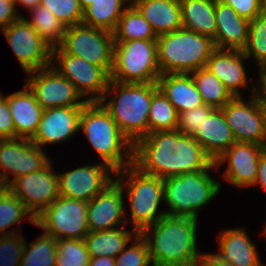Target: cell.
Instances as JSON below:
<instances>
[{
	"mask_svg": "<svg viewBox=\"0 0 266 266\" xmlns=\"http://www.w3.org/2000/svg\"><path fill=\"white\" fill-rule=\"evenodd\" d=\"M55 266H88L90 255L84 239H59Z\"/></svg>",
	"mask_w": 266,
	"mask_h": 266,
	"instance_id": "38",
	"label": "cell"
},
{
	"mask_svg": "<svg viewBox=\"0 0 266 266\" xmlns=\"http://www.w3.org/2000/svg\"><path fill=\"white\" fill-rule=\"evenodd\" d=\"M108 164L100 162L58 174L59 196L89 202L114 181Z\"/></svg>",
	"mask_w": 266,
	"mask_h": 266,
	"instance_id": "17",
	"label": "cell"
},
{
	"mask_svg": "<svg viewBox=\"0 0 266 266\" xmlns=\"http://www.w3.org/2000/svg\"><path fill=\"white\" fill-rule=\"evenodd\" d=\"M123 228L118 227L105 231L89 232L84 240L90 258L101 256L116 258L129 243L131 244L130 240H133L138 234L135 229L128 231V229Z\"/></svg>",
	"mask_w": 266,
	"mask_h": 266,
	"instance_id": "29",
	"label": "cell"
},
{
	"mask_svg": "<svg viewBox=\"0 0 266 266\" xmlns=\"http://www.w3.org/2000/svg\"><path fill=\"white\" fill-rule=\"evenodd\" d=\"M210 170L196 171L170 176L164 181V202L169 210L166 214L170 216L189 217L198 219L199 210L209 204L220 192L221 183L216 181L210 174Z\"/></svg>",
	"mask_w": 266,
	"mask_h": 266,
	"instance_id": "7",
	"label": "cell"
},
{
	"mask_svg": "<svg viewBox=\"0 0 266 266\" xmlns=\"http://www.w3.org/2000/svg\"><path fill=\"white\" fill-rule=\"evenodd\" d=\"M23 217H27L28 222L35 224V218L23 202L6 188L0 195V236L20 233L16 227L10 231L8 228L21 222Z\"/></svg>",
	"mask_w": 266,
	"mask_h": 266,
	"instance_id": "35",
	"label": "cell"
},
{
	"mask_svg": "<svg viewBox=\"0 0 266 266\" xmlns=\"http://www.w3.org/2000/svg\"><path fill=\"white\" fill-rule=\"evenodd\" d=\"M40 4L48 8L66 27L82 23L83 9L78 0H41Z\"/></svg>",
	"mask_w": 266,
	"mask_h": 266,
	"instance_id": "40",
	"label": "cell"
},
{
	"mask_svg": "<svg viewBox=\"0 0 266 266\" xmlns=\"http://www.w3.org/2000/svg\"><path fill=\"white\" fill-rule=\"evenodd\" d=\"M21 17L22 15L19 14L14 0H0V30Z\"/></svg>",
	"mask_w": 266,
	"mask_h": 266,
	"instance_id": "45",
	"label": "cell"
},
{
	"mask_svg": "<svg viewBox=\"0 0 266 266\" xmlns=\"http://www.w3.org/2000/svg\"><path fill=\"white\" fill-rule=\"evenodd\" d=\"M165 266H204V260L200 256V257H198L194 260L188 261V262L174 263V264H169V265H165Z\"/></svg>",
	"mask_w": 266,
	"mask_h": 266,
	"instance_id": "51",
	"label": "cell"
},
{
	"mask_svg": "<svg viewBox=\"0 0 266 266\" xmlns=\"http://www.w3.org/2000/svg\"><path fill=\"white\" fill-rule=\"evenodd\" d=\"M262 152L261 145L235 142L214 161V164L218 169L222 164L228 163L223 176L234 187H251L256 181L259 157Z\"/></svg>",
	"mask_w": 266,
	"mask_h": 266,
	"instance_id": "18",
	"label": "cell"
},
{
	"mask_svg": "<svg viewBox=\"0 0 266 266\" xmlns=\"http://www.w3.org/2000/svg\"><path fill=\"white\" fill-rule=\"evenodd\" d=\"M151 101L152 83H119L110 79L99 102L109 112L120 131L134 144L148 135Z\"/></svg>",
	"mask_w": 266,
	"mask_h": 266,
	"instance_id": "3",
	"label": "cell"
},
{
	"mask_svg": "<svg viewBox=\"0 0 266 266\" xmlns=\"http://www.w3.org/2000/svg\"><path fill=\"white\" fill-rule=\"evenodd\" d=\"M213 164L193 136L178 130L149 133L133 144V165L161 179L210 170Z\"/></svg>",
	"mask_w": 266,
	"mask_h": 266,
	"instance_id": "1",
	"label": "cell"
},
{
	"mask_svg": "<svg viewBox=\"0 0 266 266\" xmlns=\"http://www.w3.org/2000/svg\"><path fill=\"white\" fill-rule=\"evenodd\" d=\"M254 185H259L266 192V152H262L258 162V173Z\"/></svg>",
	"mask_w": 266,
	"mask_h": 266,
	"instance_id": "46",
	"label": "cell"
},
{
	"mask_svg": "<svg viewBox=\"0 0 266 266\" xmlns=\"http://www.w3.org/2000/svg\"><path fill=\"white\" fill-rule=\"evenodd\" d=\"M115 176L114 180L127 190L131 210V219H126L127 224L132 221V228L138 233L166 214L165 211L157 212L159 204L164 202L163 179L143 173L133 164L115 171Z\"/></svg>",
	"mask_w": 266,
	"mask_h": 266,
	"instance_id": "6",
	"label": "cell"
},
{
	"mask_svg": "<svg viewBox=\"0 0 266 266\" xmlns=\"http://www.w3.org/2000/svg\"><path fill=\"white\" fill-rule=\"evenodd\" d=\"M157 36L182 28L179 0H133L131 2Z\"/></svg>",
	"mask_w": 266,
	"mask_h": 266,
	"instance_id": "27",
	"label": "cell"
},
{
	"mask_svg": "<svg viewBox=\"0 0 266 266\" xmlns=\"http://www.w3.org/2000/svg\"><path fill=\"white\" fill-rule=\"evenodd\" d=\"M178 113L174 106L158 88L152 83V101L148 116V134L157 131H173L177 129Z\"/></svg>",
	"mask_w": 266,
	"mask_h": 266,
	"instance_id": "33",
	"label": "cell"
},
{
	"mask_svg": "<svg viewBox=\"0 0 266 266\" xmlns=\"http://www.w3.org/2000/svg\"><path fill=\"white\" fill-rule=\"evenodd\" d=\"M182 28L215 39V0H179Z\"/></svg>",
	"mask_w": 266,
	"mask_h": 266,
	"instance_id": "28",
	"label": "cell"
},
{
	"mask_svg": "<svg viewBox=\"0 0 266 266\" xmlns=\"http://www.w3.org/2000/svg\"><path fill=\"white\" fill-rule=\"evenodd\" d=\"M131 243L115 258V266H153L147 243L140 233Z\"/></svg>",
	"mask_w": 266,
	"mask_h": 266,
	"instance_id": "39",
	"label": "cell"
},
{
	"mask_svg": "<svg viewBox=\"0 0 266 266\" xmlns=\"http://www.w3.org/2000/svg\"><path fill=\"white\" fill-rule=\"evenodd\" d=\"M261 147L264 152H266V118H265V123H264V134H263V139L261 142Z\"/></svg>",
	"mask_w": 266,
	"mask_h": 266,
	"instance_id": "52",
	"label": "cell"
},
{
	"mask_svg": "<svg viewBox=\"0 0 266 266\" xmlns=\"http://www.w3.org/2000/svg\"><path fill=\"white\" fill-rule=\"evenodd\" d=\"M53 168L50 161L43 169L19 176L7 186L34 218L59 197L58 173Z\"/></svg>",
	"mask_w": 266,
	"mask_h": 266,
	"instance_id": "16",
	"label": "cell"
},
{
	"mask_svg": "<svg viewBox=\"0 0 266 266\" xmlns=\"http://www.w3.org/2000/svg\"><path fill=\"white\" fill-rule=\"evenodd\" d=\"M51 65L72 82L87 102H99L103 98L110 75L102 67L68 54L60 47L52 49Z\"/></svg>",
	"mask_w": 266,
	"mask_h": 266,
	"instance_id": "11",
	"label": "cell"
},
{
	"mask_svg": "<svg viewBox=\"0 0 266 266\" xmlns=\"http://www.w3.org/2000/svg\"><path fill=\"white\" fill-rule=\"evenodd\" d=\"M56 246L57 239L46 233L30 244L25 242L20 266H55Z\"/></svg>",
	"mask_w": 266,
	"mask_h": 266,
	"instance_id": "36",
	"label": "cell"
},
{
	"mask_svg": "<svg viewBox=\"0 0 266 266\" xmlns=\"http://www.w3.org/2000/svg\"><path fill=\"white\" fill-rule=\"evenodd\" d=\"M256 85L252 86L250 99L233 97L222 108L226 122L235 136L236 142L261 145L266 118V104L256 96Z\"/></svg>",
	"mask_w": 266,
	"mask_h": 266,
	"instance_id": "13",
	"label": "cell"
},
{
	"mask_svg": "<svg viewBox=\"0 0 266 266\" xmlns=\"http://www.w3.org/2000/svg\"><path fill=\"white\" fill-rule=\"evenodd\" d=\"M205 105L221 109L234 96L225 85L205 67L190 72Z\"/></svg>",
	"mask_w": 266,
	"mask_h": 266,
	"instance_id": "34",
	"label": "cell"
},
{
	"mask_svg": "<svg viewBox=\"0 0 266 266\" xmlns=\"http://www.w3.org/2000/svg\"><path fill=\"white\" fill-rule=\"evenodd\" d=\"M160 76L157 40L114 41L110 79L119 83H156Z\"/></svg>",
	"mask_w": 266,
	"mask_h": 266,
	"instance_id": "8",
	"label": "cell"
},
{
	"mask_svg": "<svg viewBox=\"0 0 266 266\" xmlns=\"http://www.w3.org/2000/svg\"><path fill=\"white\" fill-rule=\"evenodd\" d=\"M258 85L256 86V96L266 104V64L259 67Z\"/></svg>",
	"mask_w": 266,
	"mask_h": 266,
	"instance_id": "47",
	"label": "cell"
},
{
	"mask_svg": "<svg viewBox=\"0 0 266 266\" xmlns=\"http://www.w3.org/2000/svg\"><path fill=\"white\" fill-rule=\"evenodd\" d=\"M14 2H15V5L19 4L23 8H26L29 10L39 5L41 3V0H14Z\"/></svg>",
	"mask_w": 266,
	"mask_h": 266,
	"instance_id": "50",
	"label": "cell"
},
{
	"mask_svg": "<svg viewBox=\"0 0 266 266\" xmlns=\"http://www.w3.org/2000/svg\"><path fill=\"white\" fill-rule=\"evenodd\" d=\"M6 188V184L3 182V180L0 179V195L4 192Z\"/></svg>",
	"mask_w": 266,
	"mask_h": 266,
	"instance_id": "55",
	"label": "cell"
},
{
	"mask_svg": "<svg viewBox=\"0 0 266 266\" xmlns=\"http://www.w3.org/2000/svg\"><path fill=\"white\" fill-rule=\"evenodd\" d=\"M14 121L15 138L31 139L38 127L44 109L37 103L35 95L24 85V89L3 95Z\"/></svg>",
	"mask_w": 266,
	"mask_h": 266,
	"instance_id": "24",
	"label": "cell"
},
{
	"mask_svg": "<svg viewBox=\"0 0 266 266\" xmlns=\"http://www.w3.org/2000/svg\"><path fill=\"white\" fill-rule=\"evenodd\" d=\"M102 162L118 171L133 164V143L120 131L100 102H87L80 127Z\"/></svg>",
	"mask_w": 266,
	"mask_h": 266,
	"instance_id": "4",
	"label": "cell"
},
{
	"mask_svg": "<svg viewBox=\"0 0 266 266\" xmlns=\"http://www.w3.org/2000/svg\"><path fill=\"white\" fill-rule=\"evenodd\" d=\"M48 157L30 139H0V179L8 186L19 176L43 169L51 161Z\"/></svg>",
	"mask_w": 266,
	"mask_h": 266,
	"instance_id": "14",
	"label": "cell"
},
{
	"mask_svg": "<svg viewBox=\"0 0 266 266\" xmlns=\"http://www.w3.org/2000/svg\"><path fill=\"white\" fill-rule=\"evenodd\" d=\"M113 37L114 41L157 40L158 38L151 25L132 3H128V7L120 17Z\"/></svg>",
	"mask_w": 266,
	"mask_h": 266,
	"instance_id": "31",
	"label": "cell"
},
{
	"mask_svg": "<svg viewBox=\"0 0 266 266\" xmlns=\"http://www.w3.org/2000/svg\"><path fill=\"white\" fill-rule=\"evenodd\" d=\"M217 49L243 50L248 41L249 21L241 18L229 5L215 0Z\"/></svg>",
	"mask_w": 266,
	"mask_h": 266,
	"instance_id": "22",
	"label": "cell"
},
{
	"mask_svg": "<svg viewBox=\"0 0 266 266\" xmlns=\"http://www.w3.org/2000/svg\"><path fill=\"white\" fill-rule=\"evenodd\" d=\"M215 49L213 39L184 28L161 34L157 38L161 74L190 73L201 69Z\"/></svg>",
	"mask_w": 266,
	"mask_h": 266,
	"instance_id": "5",
	"label": "cell"
},
{
	"mask_svg": "<svg viewBox=\"0 0 266 266\" xmlns=\"http://www.w3.org/2000/svg\"><path fill=\"white\" fill-rule=\"evenodd\" d=\"M64 52L102 67L109 75L113 68V33L83 23L68 26L59 46Z\"/></svg>",
	"mask_w": 266,
	"mask_h": 266,
	"instance_id": "10",
	"label": "cell"
},
{
	"mask_svg": "<svg viewBox=\"0 0 266 266\" xmlns=\"http://www.w3.org/2000/svg\"><path fill=\"white\" fill-rule=\"evenodd\" d=\"M83 107H54L43 111L34 136L30 139L38 147L64 142L80 129Z\"/></svg>",
	"mask_w": 266,
	"mask_h": 266,
	"instance_id": "20",
	"label": "cell"
},
{
	"mask_svg": "<svg viewBox=\"0 0 266 266\" xmlns=\"http://www.w3.org/2000/svg\"><path fill=\"white\" fill-rule=\"evenodd\" d=\"M205 153L215 161L236 142L221 109H214L193 135Z\"/></svg>",
	"mask_w": 266,
	"mask_h": 266,
	"instance_id": "23",
	"label": "cell"
},
{
	"mask_svg": "<svg viewBox=\"0 0 266 266\" xmlns=\"http://www.w3.org/2000/svg\"><path fill=\"white\" fill-rule=\"evenodd\" d=\"M88 266H115V258L107 256L90 258V263Z\"/></svg>",
	"mask_w": 266,
	"mask_h": 266,
	"instance_id": "49",
	"label": "cell"
},
{
	"mask_svg": "<svg viewBox=\"0 0 266 266\" xmlns=\"http://www.w3.org/2000/svg\"><path fill=\"white\" fill-rule=\"evenodd\" d=\"M1 31L25 73L51 65L52 49L23 17Z\"/></svg>",
	"mask_w": 266,
	"mask_h": 266,
	"instance_id": "15",
	"label": "cell"
},
{
	"mask_svg": "<svg viewBox=\"0 0 266 266\" xmlns=\"http://www.w3.org/2000/svg\"><path fill=\"white\" fill-rule=\"evenodd\" d=\"M216 253L235 266H263L257 249L243 228L222 230L219 234Z\"/></svg>",
	"mask_w": 266,
	"mask_h": 266,
	"instance_id": "26",
	"label": "cell"
},
{
	"mask_svg": "<svg viewBox=\"0 0 266 266\" xmlns=\"http://www.w3.org/2000/svg\"><path fill=\"white\" fill-rule=\"evenodd\" d=\"M29 12L31 13V20L22 17L36 30L51 49L59 47L67 28L62 21L41 4L29 9Z\"/></svg>",
	"mask_w": 266,
	"mask_h": 266,
	"instance_id": "32",
	"label": "cell"
},
{
	"mask_svg": "<svg viewBox=\"0 0 266 266\" xmlns=\"http://www.w3.org/2000/svg\"><path fill=\"white\" fill-rule=\"evenodd\" d=\"M88 202L59 196L36 218L35 225L55 239H84L90 232Z\"/></svg>",
	"mask_w": 266,
	"mask_h": 266,
	"instance_id": "9",
	"label": "cell"
},
{
	"mask_svg": "<svg viewBox=\"0 0 266 266\" xmlns=\"http://www.w3.org/2000/svg\"><path fill=\"white\" fill-rule=\"evenodd\" d=\"M242 51L248 59L256 60L257 67L266 64V13L261 12L249 21L248 41Z\"/></svg>",
	"mask_w": 266,
	"mask_h": 266,
	"instance_id": "37",
	"label": "cell"
},
{
	"mask_svg": "<svg viewBox=\"0 0 266 266\" xmlns=\"http://www.w3.org/2000/svg\"><path fill=\"white\" fill-rule=\"evenodd\" d=\"M156 83L178 114L204 104L190 73L161 74Z\"/></svg>",
	"mask_w": 266,
	"mask_h": 266,
	"instance_id": "25",
	"label": "cell"
},
{
	"mask_svg": "<svg viewBox=\"0 0 266 266\" xmlns=\"http://www.w3.org/2000/svg\"><path fill=\"white\" fill-rule=\"evenodd\" d=\"M264 231H263V233L262 234H264V237L266 238V225H265V229H263Z\"/></svg>",
	"mask_w": 266,
	"mask_h": 266,
	"instance_id": "56",
	"label": "cell"
},
{
	"mask_svg": "<svg viewBox=\"0 0 266 266\" xmlns=\"http://www.w3.org/2000/svg\"><path fill=\"white\" fill-rule=\"evenodd\" d=\"M247 57L241 50L215 49L205 68L214 74L236 96H242L240 88L247 86V73L243 61Z\"/></svg>",
	"mask_w": 266,
	"mask_h": 266,
	"instance_id": "21",
	"label": "cell"
},
{
	"mask_svg": "<svg viewBox=\"0 0 266 266\" xmlns=\"http://www.w3.org/2000/svg\"><path fill=\"white\" fill-rule=\"evenodd\" d=\"M24 246L20 233L0 236V266H20Z\"/></svg>",
	"mask_w": 266,
	"mask_h": 266,
	"instance_id": "41",
	"label": "cell"
},
{
	"mask_svg": "<svg viewBox=\"0 0 266 266\" xmlns=\"http://www.w3.org/2000/svg\"><path fill=\"white\" fill-rule=\"evenodd\" d=\"M27 75L25 85L44 110L54 107H83L87 103L72 82L52 65L28 72Z\"/></svg>",
	"mask_w": 266,
	"mask_h": 266,
	"instance_id": "12",
	"label": "cell"
},
{
	"mask_svg": "<svg viewBox=\"0 0 266 266\" xmlns=\"http://www.w3.org/2000/svg\"><path fill=\"white\" fill-rule=\"evenodd\" d=\"M201 257L204 260V266H235L234 264L223 260L216 253H202Z\"/></svg>",
	"mask_w": 266,
	"mask_h": 266,
	"instance_id": "48",
	"label": "cell"
},
{
	"mask_svg": "<svg viewBox=\"0 0 266 266\" xmlns=\"http://www.w3.org/2000/svg\"><path fill=\"white\" fill-rule=\"evenodd\" d=\"M130 0H93L83 10L82 23L113 33ZM125 5V6H124ZM127 5V6H126Z\"/></svg>",
	"mask_w": 266,
	"mask_h": 266,
	"instance_id": "30",
	"label": "cell"
},
{
	"mask_svg": "<svg viewBox=\"0 0 266 266\" xmlns=\"http://www.w3.org/2000/svg\"><path fill=\"white\" fill-rule=\"evenodd\" d=\"M78 1L83 10L93 2V0H78Z\"/></svg>",
	"mask_w": 266,
	"mask_h": 266,
	"instance_id": "53",
	"label": "cell"
},
{
	"mask_svg": "<svg viewBox=\"0 0 266 266\" xmlns=\"http://www.w3.org/2000/svg\"><path fill=\"white\" fill-rule=\"evenodd\" d=\"M123 190L114 180L88 202L87 222L90 232L115 229L127 224Z\"/></svg>",
	"mask_w": 266,
	"mask_h": 266,
	"instance_id": "19",
	"label": "cell"
},
{
	"mask_svg": "<svg viewBox=\"0 0 266 266\" xmlns=\"http://www.w3.org/2000/svg\"><path fill=\"white\" fill-rule=\"evenodd\" d=\"M15 138V127L8 101L0 93V139Z\"/></svg>",
	"mask_w": 266,
	"mask_h": 266,
	"instance_id": "44",
	"label": "cell"
},
{
	"mask_svg": "<svg viewBox=\"0 0 266 266\" xmlns=\"http://www.w3.org/2000/svg\"><path fill=\"white\" fill-rule=\"evenodd\" d=\"M225 5L231 6L237 14L248 21H252L260 14V0H217Z\"/></svg>",
	"mask_w": 266,
	"mask_h": 266,
	"instance_id": "43",
	"label": "cell"
},
{
	"mask_svg": "<svg viewBox=\"0 0 266 266\" xmlns=\"http://www.w3.org/2000/svg\"><path fill=\"white\" fill-rule=\"evenodd\" d=\"M261 11L266 13V0H260Z\"/></svg>",
	"mask_w": 266,
	"mask_h": 266,
	"instance_id": "54",
	"label": "cell"
},
{
	"mask_svg": "<svg viewBox=\"0 0 266 266\" xmlns=\"http://www.w3.org/2000/svg\"><path fill=\"white\" fill-rule=\"evenodd\" d=\"M197 223L198 219L165 214L143 229L140 235L147 243L153 266L184 263L200 257Z\"/></svg>",
	"mask_w": 266,
	"mask_h": 266,
	"instance_id": "2",
	"label": "cell"
},
{
	"mask_svg": "<svg viewBox=\"0 0 266 266\" xmlns=\"http://www.w3.org/2000/svg\"><path fill=\"white\" fill-rule=\"evenodd\" d=\"M214 109L215 108L212 106L203 104L178 114V125L176 130L183 134L193 136L204 119L207 118Z\"/></svg>",
	"mask_w": 266,
	"mask_h": 266,
	"instance_id": "42",
	"label": "cell"
}]
</instances>
